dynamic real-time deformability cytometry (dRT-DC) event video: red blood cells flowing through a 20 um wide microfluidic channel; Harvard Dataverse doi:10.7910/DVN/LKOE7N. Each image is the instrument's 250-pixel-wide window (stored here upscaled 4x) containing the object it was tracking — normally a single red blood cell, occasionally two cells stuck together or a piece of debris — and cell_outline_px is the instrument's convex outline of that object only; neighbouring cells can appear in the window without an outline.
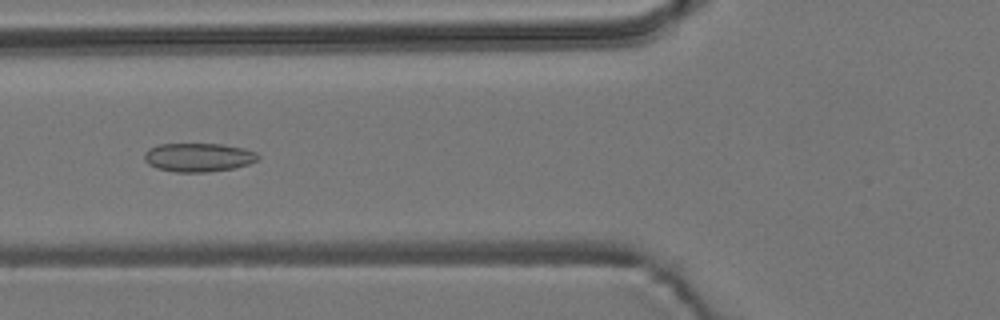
{"species": "common noctule bat (a hibernating species)", "species_latin": "Nyctalus noctula", "temperature_condition": "room temperature", "stored_images_in_passage": 8, "camera_frame_rate_fps": 3000, "um_per_image_px": 0.085, "animal": {"sex": "male", "body_mass_g": 19.2, "forearm_length_mm": 51.8}, "frame": {"image": 1, "passage_image": 6, "time_ms": 1.667, "image_size_px": [1000, 320], "cell_outline_px": [[260, 160], [248, 164], [232, 168], [208, 172], [176, 172], [156, 168], [148, 164], [144, 160], [144, 152], [148, 148], [160, 144], [224, 144], [244, 148], [256, 152], [260, 156]], "centroid_in_image_um": [16.87, 13.37], "position_along_channel_um": 108.9, "area_um2": 19.19}}
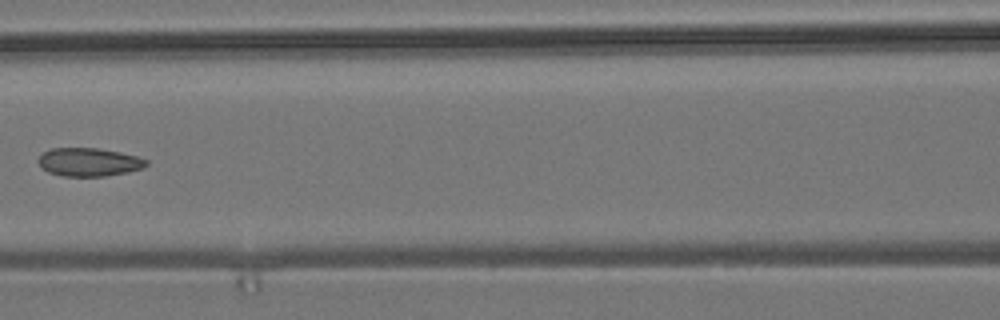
{"frame": {"image": 2, "passage_image": 7, "time_ms": 2.0, "image_size_px": [1000, 320], "cell_outline_px": [[148, 164], [144, 168], [128, 172], [104, 176], [64, 176], [48, 172], [40, 168], [40, 156], [44, 152], [52, 148], [96, 148], [120, 152], [136, 156], [148, 160]], "centroid_in_image_um": [7.58, 13.78], "position_along_channel_um": 159.0, "area_um2": 17.74}}
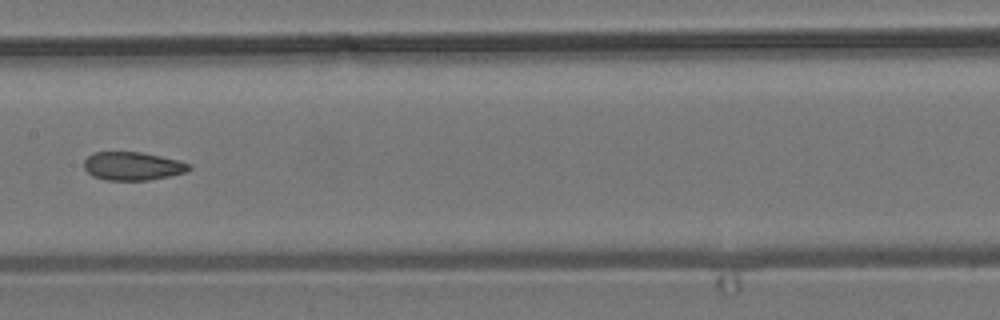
{"frame": {"image": 3, "passage_image": 8, "time_ms": 2.333, "image_size_px": [1000, 320], "cell_outline_px": [[192, 168], [184, 172], [168, 176], [148, 180], [104, 180], [92, 176], [84, 168], [84, 160], [92, 152], [140, 152], [180, 160], [192, 164]], "centroid_in_image_um": [11.26, 14.11], "position_along_channel_um": 196.1, "area_um2": 17.4}}